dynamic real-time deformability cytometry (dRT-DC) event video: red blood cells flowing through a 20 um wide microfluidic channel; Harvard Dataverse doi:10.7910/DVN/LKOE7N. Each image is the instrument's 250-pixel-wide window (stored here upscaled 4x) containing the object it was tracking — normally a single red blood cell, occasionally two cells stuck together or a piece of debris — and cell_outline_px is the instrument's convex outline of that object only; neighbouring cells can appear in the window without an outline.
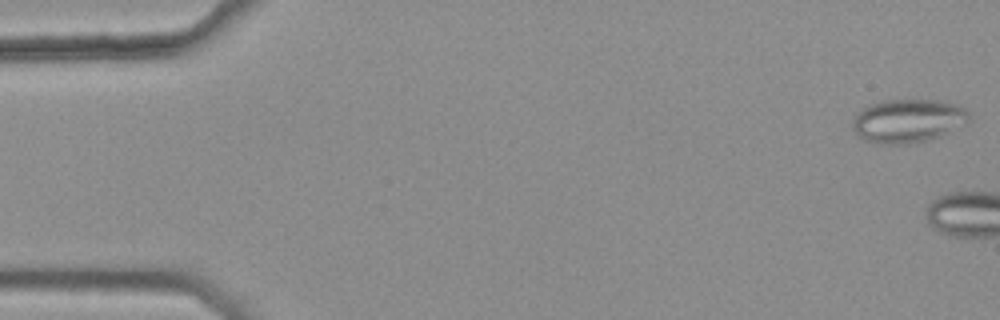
{"species": "common noctule bat (a hibernating species)", "species_latin": "Nyctalus noctula", "temperature_condition": "warm", "stored_images_in_passage": 9, "camera_frame_rate_fps": 3000, "um_per_image_px": 0.085, "animal": {"sex": "female", "body_mass_g": 25.1}, "frame": {"image": 1, "passage_image": 1, "time_ms": 0.0, "image_size_px": [1000, 320], "cell_outline_px": [[972, 120], [968, 124], [928, 140], [908, 144], [880, 144], [864, 140], [852, 128], [852, 120], [868, 104], [880, 100], [948, 100], [964, 108], [968, 112]], "centroid_in_image_um": [77.22, 10.26], "position_along_channel_um": 7.8, "area_um2": 29.88}}